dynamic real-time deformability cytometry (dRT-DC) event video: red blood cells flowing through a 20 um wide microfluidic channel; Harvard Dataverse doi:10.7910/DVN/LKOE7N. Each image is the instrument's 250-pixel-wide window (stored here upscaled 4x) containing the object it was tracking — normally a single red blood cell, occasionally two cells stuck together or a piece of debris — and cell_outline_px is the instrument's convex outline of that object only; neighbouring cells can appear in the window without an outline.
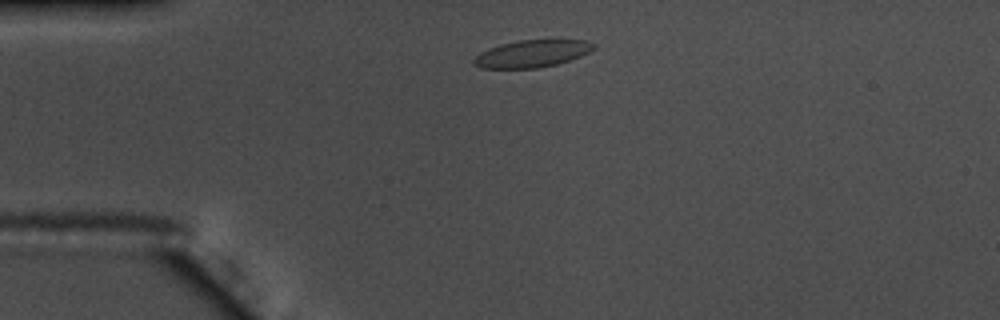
{"species": "common noctule bat (a hibernating species)", "species_latin": "Nyctalus noctula", "temperature_condition": "warm", "stored_images_in_passage": 46, "camera_frame_rate_fps": 3000, "um_per_image_px": 0.085, "animal": {"sex": "male", "body_mass_g": 17.5, "forearm_length_mm": 52.3}, "frame": {"image": 1, "passage_image": 4, "time_ms": 1.0, "image_size_px": [1000, 320], "cell_outline_px": [[596, 48], [580, 56], [556, 64], [536, 68], [480, 68], [472, 64], [472, 60], [480, 52], [488, 48], [500, 44], [516, 40], [588, 40], [596, 44]], "centroid_in_image_um": [45.19, 4.55], "position_along_channel_um": 39.8, "area_um2": 19.07}}
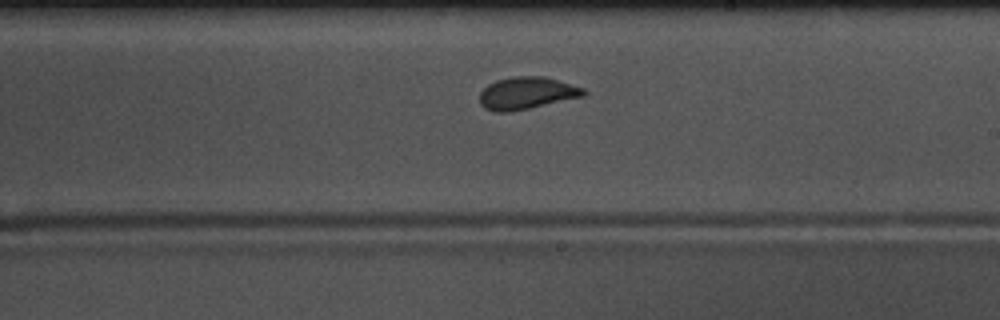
{"frame": {"image": 2, "passage_image": 23, "time_ms": 7.333, "image_size_px": [1000, 320], "cell_outline_px": [[588, 92], [584, 96], [528, 108], [508, 112], [496, 112], [484, 108], [480, 104], [480, 92], [488, 84], [496, 80], [512, 76], [544, 76], [584, 88]], "centroid_in_image_um": [44.76, 7.91], "position_along_channel_um": 244.2, "area_um2": 19.48}}
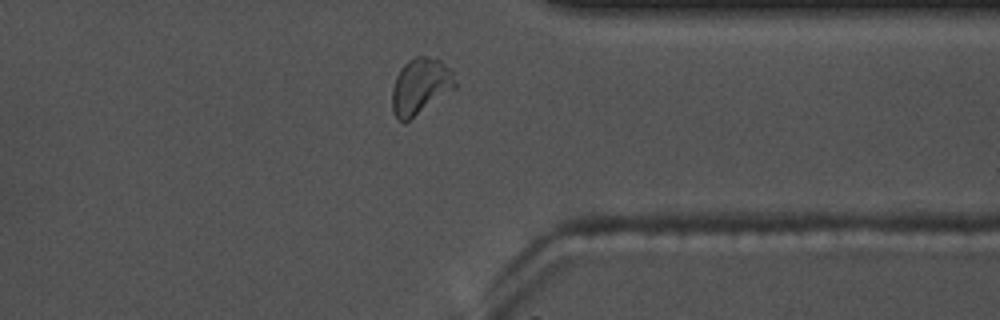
{"frame": {"image": 3, "passage_image": 34, "time_ms": 11.0, "image_size_px": [1000, 320], "cell_outline_px": [[456, 88], [404, 124], [396, 120], [392, 112], [392, 88], [396, 76], [400, 68], [408, 60], [416, 56], [428, 56], [440, 60], [452, 68], [456, 84]], "centroid_in_image_um": [35.72, 7.35], "position_along_channel_um": 375.7, "area_um2": 21.1}, "authors_computed_cell_mechanics": {"area_um2": 19.4208, "velocity_mm_per_s": 3.693, "shape_relaxation_time_tau1_ms": 6.1153, "shape_relaxation_time_tau2_ms": null, "deformation_change_tau1": 0.1365, "deformation_change_tau2": null}}